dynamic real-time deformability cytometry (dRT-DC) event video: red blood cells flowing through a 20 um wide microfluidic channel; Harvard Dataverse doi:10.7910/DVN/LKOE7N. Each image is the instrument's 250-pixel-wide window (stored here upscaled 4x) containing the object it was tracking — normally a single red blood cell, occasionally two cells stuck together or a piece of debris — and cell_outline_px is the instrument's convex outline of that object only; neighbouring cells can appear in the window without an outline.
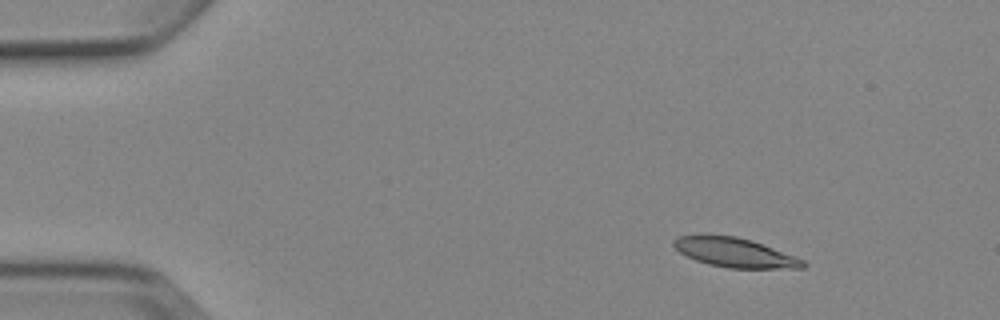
{"species": "Egyptian fruit bat (a non-hibernating species)", "species_latin": "Rousettus aegyptiacus", "temperature_condition": "cold", "stored_images_in_passage": 4, "camera_frame_rate_fps": 3000, "um_per_image_px": 0.085, "animal": {"sex": "female"}, "frame": {"image": 1, "passage_image": 1, "time_ms": 0.0, "image_size_px": [1000, 320], "cell_outline_px": [[808, 264], [804, 268], [728, 268], [708, 264], [696, 260], [680, 252], [672, 244], [672, 240], [680, 236], [736, 236], [752, 240], [804, 260]], "centroid_in_image_um": [62.49, 21.48], "position_along_channel_um": 22.5, "area_um2": 21.68}}